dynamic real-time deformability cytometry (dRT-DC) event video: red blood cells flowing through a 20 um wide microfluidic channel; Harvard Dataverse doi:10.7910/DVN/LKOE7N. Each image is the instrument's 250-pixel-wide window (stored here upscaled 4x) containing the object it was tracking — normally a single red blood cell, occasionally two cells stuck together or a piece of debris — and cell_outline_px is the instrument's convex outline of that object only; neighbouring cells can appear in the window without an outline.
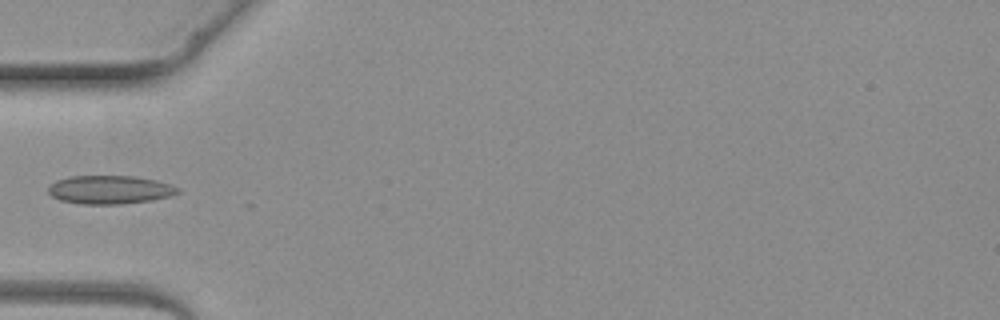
{"species": "common noctule bat (a hibernating species)", "species_latin": "Nyctalus noctula", "temperature_condition": "warm", "stored_images_in_passage": 4, "camera_frame_rate_fps": 3000, "um_per_image_px": 0.085, "animal": {"sex": "female", "body_mass_g": 19.3, "forearm_length_mm": 54.1}, "frame": {"image": 1, "passage_image": 4, "time_ms": 4.333, "image_size_px": [1000, 320], "cell_outline_px": [[180, 192], [168, 196], [152, 200], [120, 204], [80, 204], [60, 200], [52, 196], [48, 192], [48, 188], [56, 180], [68, 176], [136, 176], [156, 180], [180, 188]], "centroid_in_image_um": [9.32, 16.12], "position_along_channel_um": 75.7, "area_um2": 21.44}}